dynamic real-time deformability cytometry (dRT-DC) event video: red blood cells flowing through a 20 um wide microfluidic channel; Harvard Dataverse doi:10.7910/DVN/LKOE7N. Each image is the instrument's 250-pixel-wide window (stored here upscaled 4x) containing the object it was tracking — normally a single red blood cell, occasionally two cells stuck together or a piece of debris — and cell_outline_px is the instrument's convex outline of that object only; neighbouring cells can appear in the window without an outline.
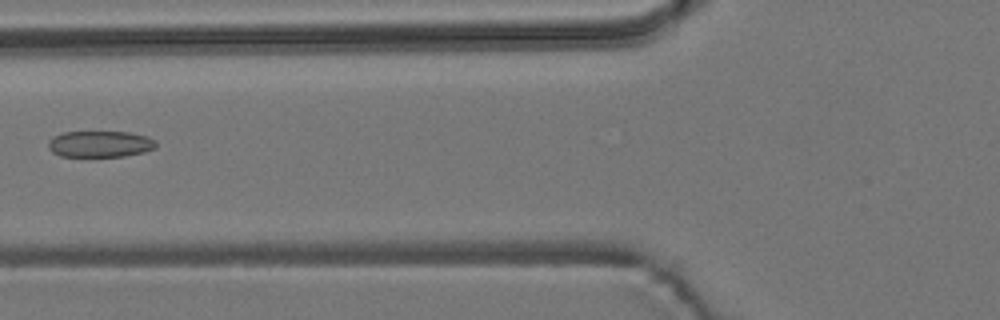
{"species": "common noctule bat (a hibernating species)", "species_latin": "Nyctalus noctula", "temperature_condition": "room temperature", "stored_images_in_passage": 7, "camera_frame_rate_fps": 3000, "um_per_image_px": 0.085, "animal": {"sex": "male", "body_mass_g": 19.2, "forearm_length_mm": 51.8}, "frame": {"image": 1, "passage_image": 7, "time_ms": 7.0, "image_size_px": [1000, 320], "cell_outline_px": [[156, 148], [144, 152], [124, 156], [60, 156], [52, 152], [48, 148], [48, 140], [52, 136], [64, 132], [128, 132], [148, 136], [156, 140]], "centroid_in_image_um": [8.5, 12.24], "position_along_channel_um": 117.3, "area_um2": 16.65}}